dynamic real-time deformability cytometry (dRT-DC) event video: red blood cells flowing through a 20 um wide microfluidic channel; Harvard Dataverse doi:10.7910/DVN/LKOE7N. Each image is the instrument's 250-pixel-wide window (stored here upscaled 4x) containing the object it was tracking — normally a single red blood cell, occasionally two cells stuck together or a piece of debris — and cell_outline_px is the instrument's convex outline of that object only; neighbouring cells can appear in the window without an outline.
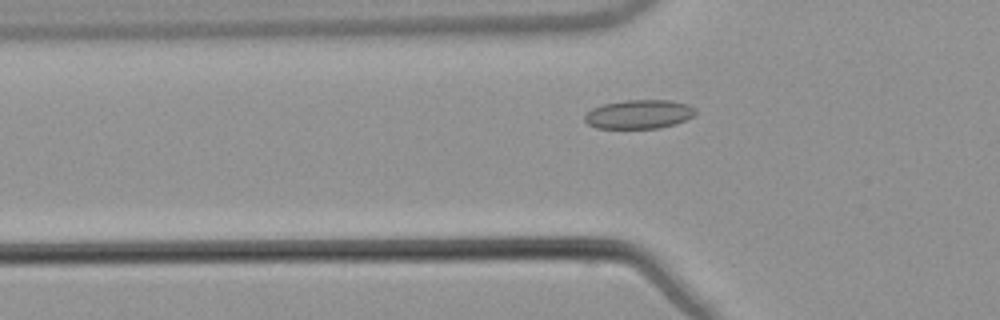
{"species": "common noctule bat (a hibernating species)", "species_latin": "Nyctalus noctula", "temperature_condition": "warm", "stored_images_in_passage": 48, "camera_frame_rate_fps": 3000, "um_per_image_px": 0.085, "animal": {"sex": "male", "body_mass_g": 21.5, "forearm_length_mm": 52.0}, "frame": {"image": 1, "passage_image": 12, "time_ms": 3.667, "image_size_px": [1000, 320], "cell_outline_px": [[696, 112], [692, 116], [676, 124], [660, 128], [596, 128], [588, 124], [584, 120], [584, 116], [592, 108], [604, 104], [624, 100], [672, 100], [688, 104], [696, 108]], "centroid_in_image_um": [54.32, 9.71], "position_along_channel_um": 71.5, "area_um2": 18.73}}
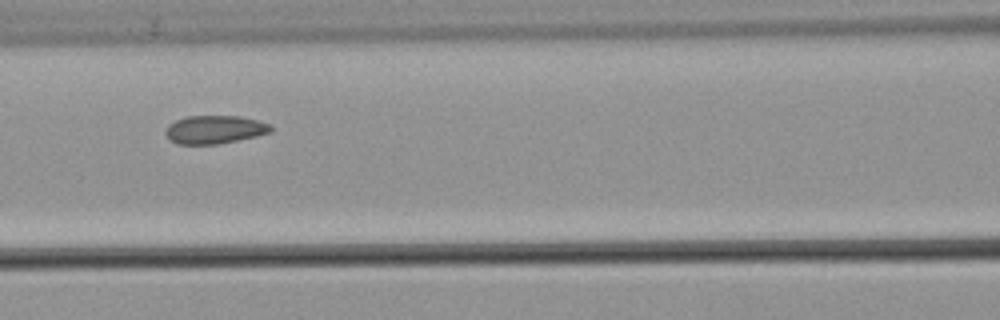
{"frame": {"image": 2, "passage_image": 18, "time_ms": 5.667, "image_size_px": [1000, 320], "cell_outline_px": [[272, 132], [256, 136], [216, 144], [176, 144], [168, 140], [164, 132], [168, 124], [176, 120], [188, 116], [240, 116], [256, 120], [268, 124], [272, 128]], "centroid_in_image_um": [18.19, 11.01], "position_along_channel_um": 148.4, "area_um2": 17.28}}
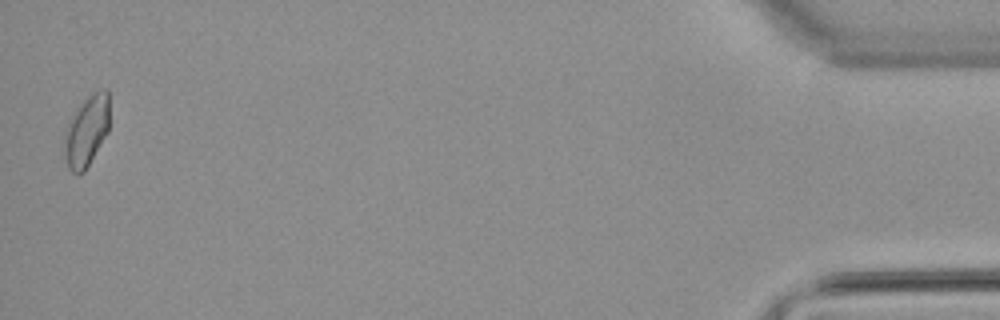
{"frame": {"image": 3, "passage_image": 47, "time_ms": 15.333, "image_size_px": [1000, 320], "cell_outline_px": [[108, 132], [84, 172], [72, 172], [68, 168], [64, 156], [64, 136], [68, 124], [76, 108], [92, 92], [100, 88], [108, 88]], "centroid_in_image_um": [7.36, 11.1], "position_along_channel_um": 427.8, "area_um2": 18.55}, "authors_computed_cell_mechanics": {"area_um2": 17.7446, "velocity_mm_per_s": 3.8197, "shape_relaxation_time_tau1_ms": 6.6893, "shape_relaxation_time_tau2_ms": 1.5601, "deformation_change_tau1": 0.0787, "deformation_change_tau2": 0.056}}